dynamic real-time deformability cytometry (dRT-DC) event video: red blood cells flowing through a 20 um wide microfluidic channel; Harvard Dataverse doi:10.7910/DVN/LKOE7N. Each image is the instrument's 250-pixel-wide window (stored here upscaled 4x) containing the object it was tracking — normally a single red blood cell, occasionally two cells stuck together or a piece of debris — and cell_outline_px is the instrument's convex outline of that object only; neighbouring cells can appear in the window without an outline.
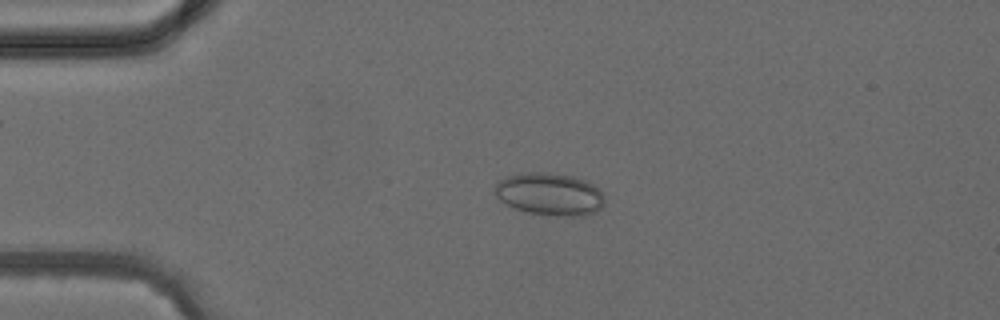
{"species": "common noctule bat (a hibernating species)", "species_latin": "Nyctalus noctula", "temperature_condition": "cold", "stored_images_in_passage": 2, "camera_frame_rate_fps": 3000, "um_per_image_px": 0.085, "animal": {"sex": "female", "body_mass_g": 24.6, "forearm_length_mm": 56.2}, "frame": {"image": 1, "passage_image": 1, "time_ms": 0.0, "image_size_px": [1000, 320], "cell_outline_px": [[604, 204], [596, 212], [584, 216], [564, 216], [528, 212], [516, 208], [500, 200], [496, 196], [496, 184], [500, 180], [508, 176], [528, 172], [540, 172], [572, 176], [584, 180], [592, 184], [604, 196]], "centroid_in_image_um": [46.75, 16.51], "position_along_channel_um": 38.3, "area_um2": 26.7}}